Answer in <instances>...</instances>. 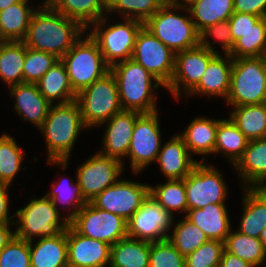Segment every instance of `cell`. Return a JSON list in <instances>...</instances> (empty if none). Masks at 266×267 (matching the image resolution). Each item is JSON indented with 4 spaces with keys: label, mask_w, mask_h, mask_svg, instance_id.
Returning a JSON list of instances; mask_svg holds the SVG:
<instances>
[{
    "label": "cell",
    "mask_w": 266,
    "mask_h": 267,
    "mask_svg": "<svg viewBox=\"0 0 266 267\" xmlns=\"http://www.w3.org/2000/svg\"><path fill=\"white\" fill-rule=\"evenodd\" d=\"M123 165L122 161L99 152L77 168L76 180L86 203L119 181L117 177L124 169Z\"/></svg>",
    "instance_id": "13"
},
{
    "label": "cell",
    "mask_w": 266,
    "mask_h": 267,
    "mask_svg": "<svg viewBox=\"0 0 266 267\" xmlns=\"http://www.w3.org/2000/svg\"><path fill=\"white\" fill-rule=\"evenodd\" d=\"M260 18L261 17L253 15V14L234 12V14L228 20L230 29H231L233 42L239 39L242 33L252 28V26Z\"/></svg>",
    "instance_id": "48"
},
{
    "label": "cell",
    "mask_w": 266,
    "mask_h": 267,
    "mask_svg": "<svg viewBox=\"0 0 266 267\" xmlns=\"http://www.w3.org/2000/svg\"><path fill=\"white\" fill-rule=\"evenodd\" d=\"M249 140L231 119L218 120L215 154L223 152L234 165L247 148Z\"/></svg>",
    "instance_id": "35"
},
{
    "label": "cell",
    "mask_w": 266,
    "mask_h": 267,
    "mask_svg": "<svg viewBox=\"0 0 266 267\" xmlns=\"http://www.w3.org/2000/svg\"><path fill=\"white\" fill-rule=\"evenodd\" d=\"M58 60L60 59L51 53L35 50L25 45L23 83H37Z\"/></svg>",
    "instance_id": "42"
},
{
    "label": "cell",
    "mask_w": 266,
    "mask_h": 267,
    "mask_svg": "<svg viewBox=\"0 0 266 267\" xmlns=\"http://www.w3.org/2000/svg\"><path fill=\"white\" fill-rule=\"evenodd\" d=\"M42 96L52 105L53 100L60 99L58 104L76 100L77 94L71 87L66 68L58 60L36 83Z\"/></svg>",
    "instance_id": "29"
},
{
    "label": "cell",
    "mask_w": 266,
    "mask_h": 267,
    "mask_svg": "<svg viewBox=\"0 0 266 267\" xmlns=\"http://www.w3.org/2000/svg\"><path fill=\"white\" fill-rule=\"evenodd\" d=\"M157 111L141 113L133 128L127 156L131 159V167L135 173L156 161L161 149L160 124Z\"/></svg>",
    "instance_id": "14"
},
{
    "label": "cell",
    "mask_w": 266,
    "mask_h": 267,
    "mask_svg": "<svg viewBox=\"0 0 266 267\" xmlns=\"http://www.w3.org/2000/svg\"><path fill=\"white\" fill-rule=\"evenodd\" d=\"M162 5L168 4V0H158Z\"/></svg>",
    "instance_id": "56"
},
{
    "label": "cell",
    "mask_w": 266,
    "mask_h": 267,
    "mask_svg": "<svg viewBox=\"0 0 266 267\" xmlns=\"http://www.w3.org/2000/svg\"><path fill=\"white\" fill-rule=\"evenodd\" d=\"M232 122L250 140L266 138V103L234 107Z\"/></svg>",
    "instance_id": "33"
},
{
    "label": "cell",
    "mask_w": 266,
    "mask_h": 267,
    "mask_svg": "<svg viewBox=\"0 0 266 267\" xmlns=\"http://www.w3.org/2000/svg\"><path fill=\"white\" fill-rule=\"evenodd\" d=\"M140 114L136 111H122L110 118L102 139L104 148L100 153L122 161L121 157L128 154L133 128Z\"/></svg>",
    "instance_id": "19"
},
{
    "label": "cell",
    "mask_w": 266,
    "mask_h": 267,
    "mask_svg": "<svg viewBox=\"0 0 266 267\" xmlns=\"http://www.w3.org/2000/svg\"><path fill=\"white\" fill-rule=\"evenodd\" d=\"M149 195L173 216V210L187 213L188 204L184 179L168 180L156 187L149 186Z\"/></svg>",
    "instance_id": "38"
},
{
    "label": "cell",
    "mask_w": 266,
    "mask_h": 267,
    "mask_svg": "<svg viewBox=\"0 0 266 267\" xmlns=\"http://www.w3.org/2000/svg\"><path fill=\"white\" fill-rule=\"evenodd\" d=\"M9 226V224H0V252L15 236V233H12Z\"/></svg>",
    "instance_id": "52"
},
{
    "label": "cell",
    "mask_w": 266,
    "mask_h": 267,
    "mask_svg": "<svg viewBox=\"0 0 266 267\" xmlns=\"http://www.w3.org/2000/svg\"><path fill=\"white\" fill-rule=\"evenodd\" d=\"M184 9L185 4L162 5L144 22V27L174 53L199 45L200 34L191 15L182 16L175 9ZM172 11V12H171Z\"/></svg>",
    "instance_id": "4"
},
{
    "label": "cell",
    "mask_w": 266,
    "mask_h": 267,
    "mask_svg": "<svg viewBox=\"0 0 266 267\" xmlns=\"http://www.w3.org/2000/svg\"><path fill=\"white\" fill-rule=\"evenodd\" d=\"M85 127L101 126L115 114L123 111L116 79L111 71L77 94Z\"/></svg>",
    "instance_id": "6"
},
{
    "label": "cell",
    "mask_w": 266,
    "mask_h": 267,
    "mask_svg": "<svg viewBox=\"0 0 266 267\" xmlns=\"http://www.w3.org/2000/svg\"><path fill=\"white\" fill-rule=\"evenodd\" d=\"M149 267H186L185 257L168 239L150 242Z\"/></svg>",
    "instance_id": "43"
},
{
    "label": "cell",
    "mask_w": 266,
    "mask_h": 267,
    "mask_svg": "<svg viewBox=\"0 0 266 267\" xmlns=\"http://www.w3.org/2000/svg\"><path fill=\"white\" fill-rule=\"evenodd\" d=\"M110 71L117 82L119 100L123 111L139 113L157 111L156 98L152 90L157 89L162 84L142 65L130 58L113 65L110 67ZM152 80L155 81V84H152Z\"/></svg>",
    "instance_id": "3"
},
{
    "label": "cell",
    "mask_w": 266,
    "mask_h": 267,
    "mask_svg": "<svg viewBox=\"0 0 266 267\" xmlns=\"http://www.w3.org/2000/svg\"><path fill=\"white\" fill-rule=\"evenodd\" d=\"M68 181V180H67ZM75 187L71 186V183L59 182V184H52V192L46 194L48 198H50L54 205L57 207V203H65L66 205H70V207H74L72 212L64 217L68 222L77 214V212L85 206L86 201L81 196L78 183H74ZM72 187V188H71ZM65 188V189H64ZM73 204V205H71Z\"/></svg>",
    "instance_id": "45"
},
{
    "label": "cell",
    "mask_w": 266,
    "mask_h": 267,
    "mask_svg": "<svg viewBox=\"0 0 266 267\" xmlns=\"http://www.w3.org/2000/svg\"><path fill=\"white\" fill-rule=\"evenodd\" d=\"M37 10L31 17L22 42L29 48L51 53L61 59L86 29L78 21L53 10L46 2Z\"/></svg>",
    "instance_id": "1"
},
{
    "label": "cell",
    "mask_w": 266,
    "mask_h": 267,
    "mask_svg": "<svg viewBox=\"0 0 266 267\" xmlns=\"http://www.w3.org/2000/svg\"><path fill=\"white\" fill-rule=\"evenodd\" d=\"M149 186L133 181L119 180L99 193L91 203L95 207L119 215L127 221L148 197Z\"/></svg>",
    "instance_id": "16"
},
{
    "label": "cell",
    "mask_w": 266,
    "mask_h": 267,
    "mask_svg": "<svg viewBox=\"0 0 266 267\" xmlns=\"http://www.w3.org/2000/svg\"><path fill=\"white\" fill-rule=\"evenodd\" d=\"M31 267H68L67 229L54 237L29 241Z\"/></svg>",
    "instance_id": "24"
},
{
    "label": "cell",
    "mask_w": 266,
    "mask_h": 267,
    "mask_svg": "<svg viewBox=\"0 0 266 267\" xmlns=\"http://www.w3.org/2000/svg\"><path fill=\"white\" fill-rule=\"evenodd\" d=\"M131 59L142 65L163 87H167L175 70V53L144 26L140 29Z\"/></svg>",
    "instance_id": "11"
},
{
    "label": "cell",
    "mask_w": 266,
    "mask_h": 267,
    "mask_svg": "<svg viewBox=\"0 0 266 267\" xmlns=\"http://www.w3.org/2000/svg\"><path fill=\"white\" fill-rule=\"evenodd\" d=\"M25 44L22 41L0 42V78L7 85L23 83Z\"/></svg>",
    "instance_id": "34"
},
{
    "label": "cell",
    "mask_w": 266,
    "mask_h": 267,
    "mask_svg": "<svg viewBox=\"0 0 266 267\" xmlns=\"http://www.w3.org/2000/svg\"><path fill=\"white\" fill-rule=\"evenodd\" d=\"M248 188L266 187V138L250 140L242 156L233 165ZM265 182V183H264Z\"/></svg>",
    "instance_id": "21"
},
{
    "label": "cell",
    "mask_w": 266,
    "mask_h": 267,
    "mask_svg": "<svg viewBox=\"0 0 266 267\" xmlns=\"http://www.w3.org/2000/svg\"><path fill=\"white\" fill-rule=\"evenodd\" d=\"M203 160L184 179L188 210L226 201L228 190L221 173L213 165L203 164Z\"/></svg>",
    "instance_id": "12"
},
{
    "label": "cell",
    "mask_w": 266,
    "mask_h": 267,
    "mask_svg": "<svg viewBox=\"0 0 266 267\" xmlns=\"http://www.w3.org/2000/svg\"><path fill=\"white\" fill-rule=\"evenodd\" d=\"M10 135L2 134L0 137V182L11 185V182L23 160V150Z\"/></svg>",
    "instance_id": "40"
},
{
    "label": "cell",
    "mask_w": 266,
    "mask_h": 267,
    "mask_svg": "<svg viewBox=\"0 0 266 267\" xmlns=\"http://www.w3.org/2000/svg\"><path fill=\"white\" fill-rule=\"evenodd\" d=\"M9 184L0 182V224H10V220L14 217H8V193L7 188Z\"/></svg>",
    "instance_id": "50"
},
{
    "label": "cell",
    "mask_w": 266,
    "mask_h": 267,
    "mask_svg": "<svg viewBox=\"0 0 266 267\" xmlns=\"http://www.w3.org/2000/svg\"><path fill=\"white\" fill-rule=\"evenodd\" d=\"M15 217H18L15 236L19 239L32 241L35 237H54L65 231L69 222L65 219L60 225V212L53 201L46 195L42 198L32 199L22 209L17 210Z\"/></svg>",
    "instance_id": "8"
},
{
    "label": "cell",
    "mask_w": 266,
    "mask_h": 267,
    "mask_svg": "<svg viewBox=\"0 0 266 267\" xmlns=\"http://www.w3.org/2000/svg\"><path fill=\"white\" fill-rule=\"evenodd\" d=\"M234 12L266 17V0H233Z\"/></svg>",
    "instance_id": "49"
},
{
    "label": "cell",
    "mask_w": 266,
    "mask_h": 267,
    "mask_svg": "<svg viewBox=\"0 0 266 267\" xmlns=\"http://www.w3.org/2000/svg\"><path fill=\"white\" fill-rule=\"evenodd\" d=\"M173 231L172 235L168 236V240L184 257L193 253L209 240L203 230L186 218L179 221Z\"/></svg>",
    "instance_id": "39"
},
{
    "label": "cell",
    "mask_w": 266,
    "mask_h": 267,
    "mask_svg": "<svg viewBox=\"0 0 266 267\" xmlns=\"http://www.w3.org/2000/svg\"><path fill=\"white\" fill-rule=\"evenodd\" d=\"M60 60L76 94L110 71L97 43L90 35L85 40L80 38Z\"/></svg>",
    "instance_id": "7"
},
{
    "label": "cell",
    "mask_w": 266,
    "mask_h": 267,
    "mask_svg": "<svg viewBox=\"0 0 266 267\" xmlns=\"http://www.w3.org/2000/svg\"><path fill=\"white\" fill-rule=\"evenodd\" d=\"M10 89L11 95L16 99L14 107L17 113L40 129L51 104L42 96L36 83H20L10 86Z\"/></svg>",
    "instance_id": "22"
},
{
    "label": "cell",
    "mask_w": 266,
    "mask_h": 267,
    "mask_svg": "<svg viewBox=\"0 0 266 267\" xmlns=\"http://www.w3.org/2000/svg\"><path fill=\"white\" fill-rule=\"evenodd\" d=\"M200 44L196 47L175 53V70L166 87L176 99H179L180 86L188 93L200 82L208 63L216 56ZM182 83V84H181Z\"/></svg>",
    "instance_id": "17"
},
{
    "label": "cell",
    "mask_w": 266,
    "mask_h": 267,
    "mask_svg": "<svg viewBox=\"0 0 266 267\" xmlns=\"http://www.w3.org/2000/svg\"><path fill=\"white\" fill-rule=\"evenodd\" d=\"M244 209L238 232L259 238L266 226V188L245 189Z\"/></svg>",
    "instance_id": "26"
},
{
    "label": "cell",
    "mask_w": 266,
    "mask_h": 267,
    "mask_svg": "<svg viewBox=\"0 0 266 267\" xmlns=\"http://www.w3.org/2000/svg\"><path fill=\"white\" fill-rule=\"evenodd\" d=\"M184 2L183 4H187L190 0H168V4H182L181 2Z\"/></svg>",
    "instance_id": "55"
},
{
    "label": "cell",
    "mask_w": 266,
    "mask_h": 267,
    "mask_svg": "<svg viewBox=\"0 0 266 267\" xmlns=\"http://www.w3.org/2000/svg\"><path fill=\"white\" fill-rule=\"evenodd\" d=\"M228 104L238 107L266 103V58H233Z\"/></svg>",
    "instance_id": "5"
},
{
    "label": "cell",
    "mask_w": 266,
    "mask_h": 267,
    "mask_svg": "<svg viewBox=\"0 0 266 267\" xmlns=\"http://www.w3.org/2000/svg\"><path fill=\"white\" fill-rule=\"evenodd\" d=\"M105 19L103 17L94 22L95 29L93 28L89 35L97 43L105 63L112 67L132 57L137 35L144 23L126 18L124 23L106 26Z\"/></svg>",
    "instance_id": "9"
},
{
    "label": "cell",
    "mask_w": 266,
    "mask_h": 267,
    "mask_svg": "<svg viewBox=\"0 0 266 267\" xmlns=\"http://www.w3.org/2000/svg\"><path fill=\"white\" fill-rule=\"evenodd\" d=\"M190 156L183 138L175 135L161 147L156 161L167 180L185 179L199 163Z\"/></svg>",
    "instance_id": "20"
},
{
    "label": "cell",
    "mask_w": 266,
    "mask_h": 267,
    "mask_svg": "<svg viewBox=\"0 0 266 267\" xmlns=\"http://www.w3.org/2000/svg\"><path fill=\"white\" fill-rule=\"evenodd\" d=\"M217 127L218 120L199 117L193 119L180 136L190 153L194 152L203 156L213 154L215 153Z\"/></svg>",
    "instance_id": "32"
},
{
    "label": "cell",
    "mask_w": 266,
    "mask_h": 267,
    "mask_svg": "<svg viewBox=\"0 0 266 267\" xmlns=\"http://www.w3.org/2000/svg\"><path fill=\"white\" fill-rule=\"evenodd\" d=\"M82 128H86L76 100L65 104L51 105L40 128L46 138L48 163L62 165L65 169L73 145Z\"/></svg>",
    "instance_id": "2"
},
{
    "label": "cell",
    "mask_w": 266,
    "mask_h": 267,
    "mask_svg": "<svg viewBox=\"0 0 266 267\" xmlns=\"http://www.w3.org/2000/svg\"><path fill=\"white\" fill-rule=\"evenodd\" d=\"M150 242L126 237L110 248L109 267H149Z\"/></svg>",
    "instance_id": "30"
},
{
    "label": "cell",
    "mask_w": 266,
    "mask_h": 267,
    "mask_svg": "<svg viewBox=\"0 0 266 267\" xmlns=\"http://www.w3.org/2000/svg\"><path fill=\"white\" fill-rule=\"evenodd\" d=\"M68 267H105L110 263V248L106 242L88 238L67 227Z\"/></svg>",
    "instance_id": "18"
},
{
    "label": "cell",
    "mask_w": 266,
    "mask_h": 267,
    "mask_svg": "<svg viewBox=\"0 0 266 267\" xmlns=\"http://www.w3.org/2000/svg\"><path fill=\"white\" fill-rule=\"evenodd\" d=\"M82 236L114 245L127 237V221L119 215L99 209L87 202L69 221Z\"/></svg>",
    "instance_id": "10"
},
{
    "label": "cell",
    "mask_w": 266,
    "mask_h": 267,
    "mask_svg": "<svg viewBox=\"0 0 266 267\" xmlns=\"http://www.w3.org/2000/svg\"><path fill=\"white\" fill-rule=\"evenodd\" d=\"M227 214L224 203H211L202 209L188 210L185 218L203 230L208 239L224 242L231 230Z\"/></svg>",
    "instance_id": "25"
},
{
    "label": "cell",
    "mask_w": 266,
    "mask_h": 267,
    "mask_svg": "<svg viewBox=\"0 0 266 267\" xmlns=\"http://www.w3.org/2000/svg\"><path fill=\"white\" fill-rule=\"evenodd\" d=\"M0 267H31L29 242L14 236L0 252Z\"/></svg>",
    "instance_id": "46"
},
{
    "label": "cell",
    "mask_w": 266,
    "mask_h": 267,
    "mask_svg": "<svg viewBox=\"0 0 266 267\" xmlns=\"http://www.w3.org/2000/svg\"><path fill=\"white\" fill-rule=\"evenodd\" d=\"M232 58L263 57L266 55V17L241 34L229 54Z\"/></svg>",
    "instance_id": "36"
},
{
    "label": "cell",
    "mask_w": 266,
    "mask_h": 267,
    "mask_svg": "<svg viewBox=\"0 0 266 267\" xmlns=\"http://www.w3.org/2000/svg\"><path fill=\"white\" fill-rule=\"evenodd\" d=\"M162 4L158 0H107V11H119L124 18L145 22Z\"/></svg>",
    "instance_id": "41"
},
{
    "label": "cell",
    "mask_w": 266,
    "mask_h": 267,
    "mask_svg": "<svg viewBox=\"0 0 266 267\" xmlns=\"http://www.w3.org/2000/svg\"><path fill=\"white\" fill-rule=\"evenodd\" d=\"M225 57L217 54L208 63L200 82L188 93L187 97L193 94H203L219 95L226 99L230 88L233 58L230 55H225Z\"/></svg>",
    "instance_id": "23"
},
{
    "label": "cell",
    "mask_w": 266,
    "mask_h": 267,
    "mask_svg": "<svg viewBox=\"0 0 266 267\" xmlns=\"http://www.w3.org/2000/svg\"><path fill=\"white\" fill-rule=\"evenodd\" d=\"M172 215L148 195L142 206L127 220V236L148 242L168 239Z\"/></svg>",
    "instance_id": "15"
},
{
    "label": "cell",
    "mask_w": 266,
    "mask_h": 267,
    "mask_svg": "<svg viewBox=\"0 0 266 267\" xmlns=\"http://www.w3.org/2000/svg\"><path fill=\"white\" fill-rule=\"evenodd\" d=\"M224 250L242 260L252 264L254 267L260 266L266 259V253L259 238H254L242 234L238 231L231 232L224 241Z\"/></svg>",
    "instance_id": "37"
},
{
    "label": "cell",
    "mask_w": 266,
    "mask_h": 267,
    "mask_svg": "<svg viewBox=\"0 0 266 267\" xmlns=\"http://www.w3.org/2000/svg\"><path fill=\"white\" fill-rule=\"evenodd\" d=\"M185 9L199 33L208 26L229 20L234 14L233 0H190Z\"/></svg>",
    "instance_id": "27"
},
{
    "label": "cell",
    "mask_w": 266,
    "mask_h": 267,
    "mask_svg": "<svg viewBox=\"0 0 266 267\" xmlns=\"http://www.w3.org/2000/svg\"><path fill=\"white\" fill-rule=\"evenodd\" d=\"M20 0H0V11L6 9L8 6L15 4Z\"/></svg>",
    "instance_id": "53"
},
{
    "label": "cell",
    "mask_w": 266,
    "mask_h": 267,
    "mask_svg": "<svg viewBox=\"0 0 266 267\" xmlns=\"http://www.w3.org/2000/svg\"><path fill=\"white\" fill-rule=\"evenodd\" d=\"M28 0H20L0 11V40L22 41L26 36L31 17L35 12Z\"/></svg>",
    "instance_id": "31"
},
{
    "label": "cell",
    "mask_w": 266,
    "mask_h": 267,
    "mask_svg": "<svg viewBox=\"0 0 266 267\" xmlns=\"http://www.w3.org/2000/svg\"><path fill=\"white\" fill-rule=\"evenodd\" d=\"M200 42L199 44L208 49L210 52L219 54L218 51L210 45L211 43L207 40L208 36H213L219 42H221L222 48L224 49L225 55H229L233 49V39L231 34V29L229 25V21H221L214 25L206 27L200 33Z\"/></svg>",
    "instance_id": "47"
},
{
    "label": "cell",
    "mask_w": 266,
    "mask_h": 267,
    "mask_svg": "<svg viewBox=\"0 0 266 267\" xmlns=\"http://www.w3.org/2000/svg\"><path fill=\"white\" fill-rule=\"evenodd\" d=\"M224 242L219 240H208L197 250L185 257L186 267H219Z\"/></svg>",
    "instance_id": "44"
},
{
    "label": "cell",
    "mask_w": 266,
    "mask_h": 267,
    "mask_svg": "<svg viewBox=\"0 0 266 267\" xmlns=\"http://www.w3.org/2000/svg\"><path fill=\"white\" fill-rule=\"evenodd\" d=\"M219 267H254L252 264L224 250Z\"/></svg>",
    "instance_id": "51"
},
{
    "label": "cell",
    "mask_w": 266,
    "mask_h": 267,
    "mask_svg": "<svg viewBox=\"0 0 266 267\" xmlns=\"http://www.w3.org/2000/svg\"><path fill=\"white\" fill-rule=\"evenodd\" d=\"M53 10L78 21L85 29L102 19L107 11V0H46Z\"/></svg>",
    "instance_id": "28"
},
{
    "label": "cell",
    "mask_w": 266,
    "mask_h": 267,
    "mask_svg": "<svg viewBox=\"0 0 266 267\" xmlns=\"http://www.w3.org/2000/svg\"><path fill=\"white\" fill-rule=\"evenodd\" d=\"M259 239L262 242L263 249L266 253V226L264 227L263 231L261 232Z\"/></svg>",
    "instance_id": "54"
}]
</instances>
